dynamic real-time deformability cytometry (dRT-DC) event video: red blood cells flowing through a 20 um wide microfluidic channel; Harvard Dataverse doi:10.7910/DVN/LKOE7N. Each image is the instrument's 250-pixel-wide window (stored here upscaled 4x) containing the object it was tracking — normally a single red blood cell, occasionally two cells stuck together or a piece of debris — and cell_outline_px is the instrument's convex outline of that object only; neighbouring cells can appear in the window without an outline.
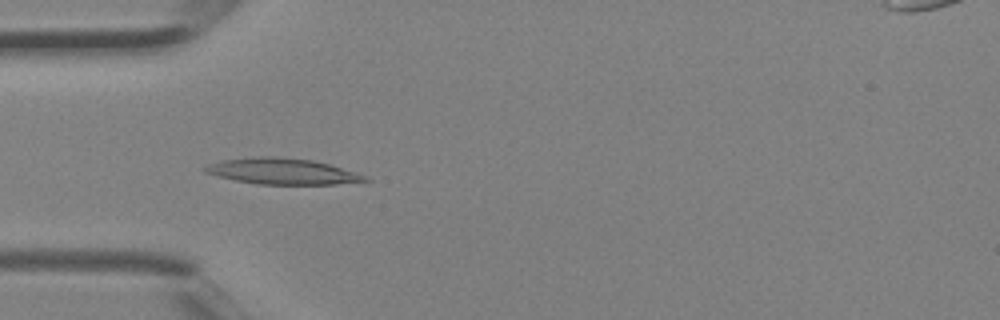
{"species": "Egyptian fruit bat (a non-hibernating species)", "species_latin": "Rousettus aegyptiacus", "temperature_condition": "room temperature", "stored_images_in_passage": 5, "camera_frame_rate_fps": 3000, "um_per_image_px": 0.085, "animal": {"sex": "female"}, "frame": {"image": 1, "passage_image": 4, "time_ms": 1.0, "image_size_px": [1000, 320], "cell_outline_px": [[372, 180], [336, 184], [256, 184], [216, 176], [204, 172], [204, 168], [208, 164], [220, 160], [256, 156], [272, 156], [312, 160], [328, 164], [364, 176]], "centroid_in_image_um": [23.91, 14.56], "position_along_channel_um": 61.1, "area_um2": 23.93}}
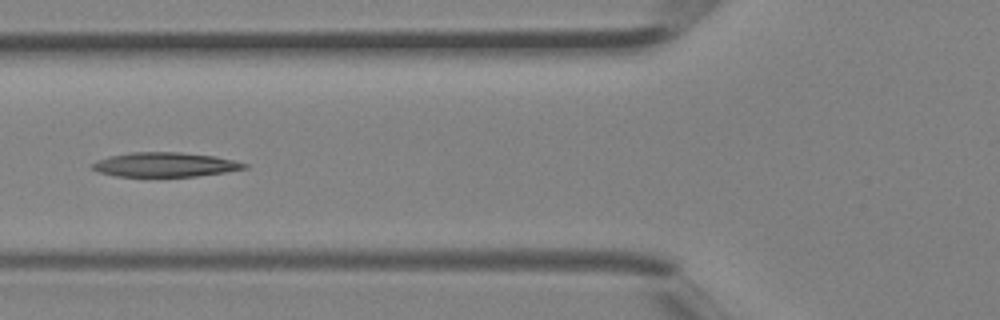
{"frame": {"image": 2, "passage_image": 5, "time_ms": 1.333, "image_size_px": [1000, 320], "cell_outline_px": [[248, 168], [224, 172], [196, 176], [116, 176], [100, 172], [92, 168], [92, 164], [96, 160], [108, 156], [132, 152], [180, 152], [212, 156], [232, 160], [248, 164]], "centroid_in_image_um": [14.0, 13.99], "position_along_channel_um": 111.8, "area_um2": 21.39}}